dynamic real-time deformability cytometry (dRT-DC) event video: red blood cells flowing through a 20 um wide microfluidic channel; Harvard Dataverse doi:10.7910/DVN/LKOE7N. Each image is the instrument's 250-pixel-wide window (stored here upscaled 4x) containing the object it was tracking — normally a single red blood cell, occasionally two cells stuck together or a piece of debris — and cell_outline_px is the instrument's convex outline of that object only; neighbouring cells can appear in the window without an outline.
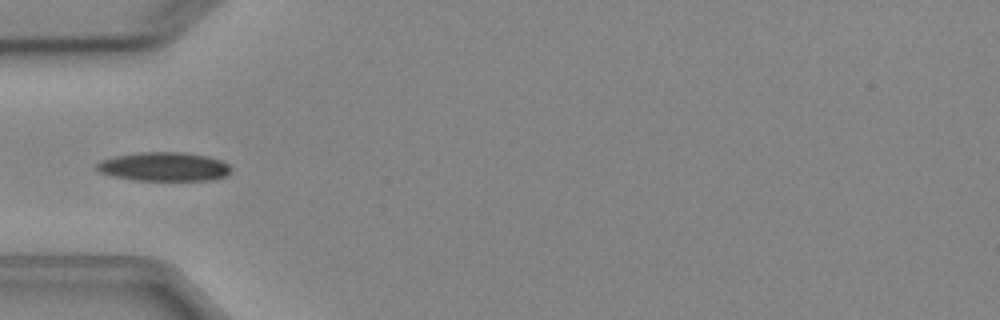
{"species": "Egyptian fruit bat (a non-hibernating species)", "species_latin": "Rousettus aegyptiacus", "temperature_condition": "cold", "stored_images_in_passage": 5, "camera_frame_rate_fps": 3000, "um_per_image_px": 0.085, "animal": {"sex": "female"}, "frame": {"image": 1, "passage_image": 5, "time_ms": 4.667, "image_size_px": [1000, 320], "cell_outline_px": [[232, 172], [224, 176], [212, 180], [136, 180], [112, 176], [100, 172], [96, 168], [96, 164], [100, 160], [116, 156], [136, 152], [184, 152], [208, 156], [220, 160], [228, 164], [232, 168]], "centroid_in_image_um": [13.95, 14.16], "position_along_channel_um": 71.0, "area_um2": 22.72}}